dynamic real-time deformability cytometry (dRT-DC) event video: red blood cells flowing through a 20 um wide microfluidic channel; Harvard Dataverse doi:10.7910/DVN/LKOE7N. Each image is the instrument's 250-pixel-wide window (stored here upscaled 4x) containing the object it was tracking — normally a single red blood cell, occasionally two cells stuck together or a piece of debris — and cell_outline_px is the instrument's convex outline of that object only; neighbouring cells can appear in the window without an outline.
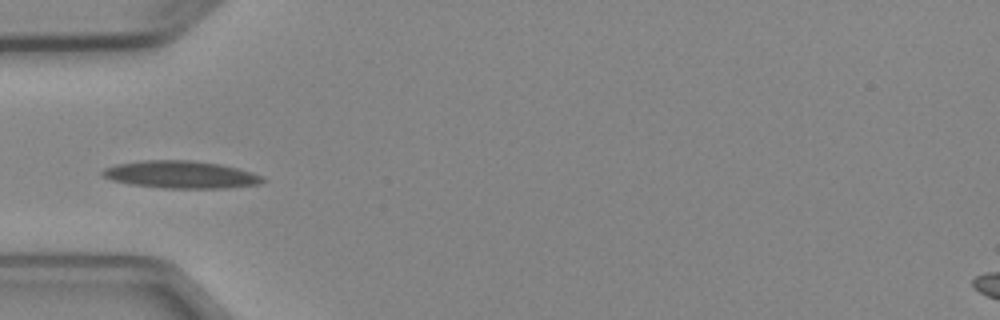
{"species": "Egyptian fruit bat (a non-hibernating species)", "species_latin": "Rousettus aegyptiacus", "temperature_condition": "cold", "stored_images_in_passage": 5, "camera_frame_rate_fps": 3000, "um_per_image_px": 0.085, "animal": {"sex": "female"}, "frame": {"image": 1, "passage_image": 5, "time_ms": 4.667, "image_size_px": [1000, 320], "cell_outline_px": [[268, 180], [260, 184], [228, 188], [164, 188], [128, 184], [112, 180], [104, 176], [100, 172], [104, 168], [116, 164], [144, 160], [192, 160], [220, 164], [252, 172], [264, 176]], "centroid_in_image_um": [15.4, 14.84], "position_along_channel_um": 69.6, "area_um2": 25.78}}